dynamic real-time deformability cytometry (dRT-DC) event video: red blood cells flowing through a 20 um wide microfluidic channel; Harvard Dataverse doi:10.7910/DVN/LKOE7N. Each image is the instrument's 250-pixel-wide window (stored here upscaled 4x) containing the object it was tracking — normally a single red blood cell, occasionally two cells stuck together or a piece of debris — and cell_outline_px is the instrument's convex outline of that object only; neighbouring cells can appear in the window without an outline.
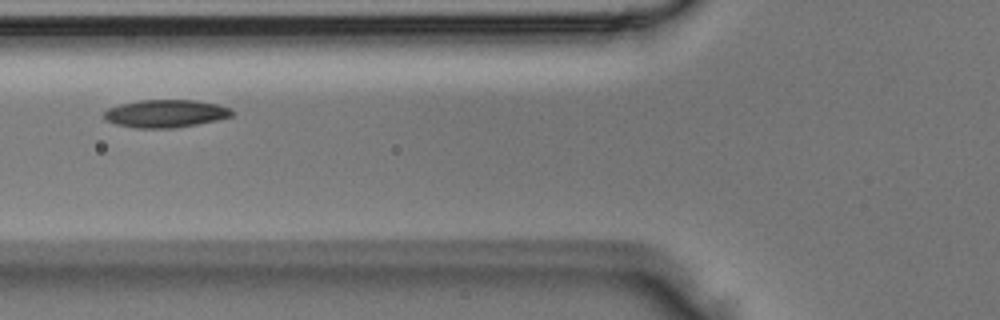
{"species": "Egyptian fruit bat (a non-hibernating species)", "species_latin": "Rousettus aegyptiacus", "temperature_condition": "room temperature", "stored_images_in_passage": 2, "camera_frame_rate_fps": 3000, "um_per_image_px": 0.085, "animal": {"sex": "male"}, "frame": {"image": 1, "passage_image": 2, "time_ms": 0.333, "image_size_px": [1000, 320], "cell_outline_px": [[232, 116], [216, 120], [196, 124], [172, 128], [136, 128], [116, 124], [108, 120], [104, 116], [104, 112], [108, 108], [120, 104], [140, 100], [196, 100], [216, 104], [232, 108]], "centroid_in_image_um": [14.08, 9.64], "position_along_channel_um": 111.7, "area_um2": 20.52}}